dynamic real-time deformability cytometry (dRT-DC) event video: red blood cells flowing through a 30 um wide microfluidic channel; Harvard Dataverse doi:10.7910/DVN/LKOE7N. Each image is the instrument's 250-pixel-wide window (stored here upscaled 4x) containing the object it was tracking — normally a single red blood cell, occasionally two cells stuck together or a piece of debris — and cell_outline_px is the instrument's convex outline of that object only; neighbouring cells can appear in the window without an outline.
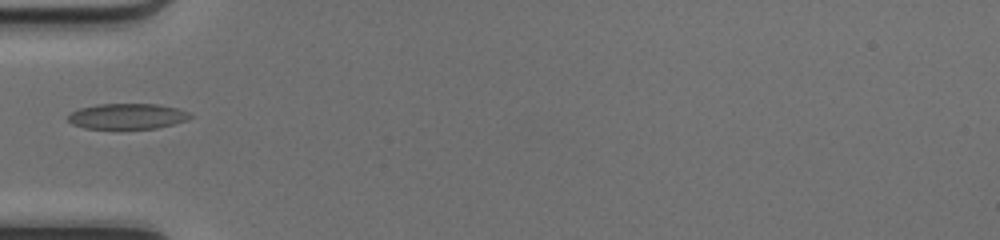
{"species": "common noctule bat (a hibernating species)", "species_latin": "Nyctalus noctula", "temperature_condition": "cold", "stored_images_in_passage": 33, "camera_frame_rate_fps": 3000, "um_per_image_px": 0.085, "animal": {"sex": "female", "body_mass_g": 17.0, "forearm_length_mm": 48.0}, "frame": {"image": 1, "passage_image": 1, "time_ms": 0.0, "image_size_px": [1000, 240], "cell_outline_px": [[192, 116], [188, 120], [156, 128], [116, 132], [84, 128], [72, 124], [68, 120], [68, 116], [72, 112], [80, 108], [96, 104], [160, 104], [176, 108], [188, 112]], "centroid_in_image_um": [10.78, 9.93], "position_along_channel_um": 74.2, "area_um2": 19.07}}
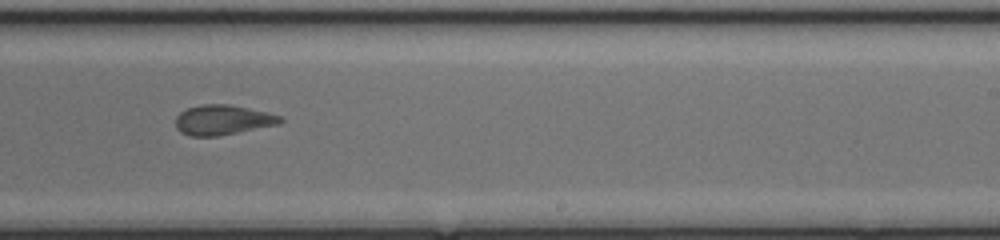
{"frame": {"image": 2, "passage_image": 15, "time_ms": 4.667, "image_size_px": [1000, 240], "cell_outline_px": [[284, 120], [280, 124], [220, 136], [188, 136], [180, 132], [176, 128], [176, 116], [180, 112], [188, 108], [200, 104], [228, 104], [268, 112], [280, 116]], "centroid_in_image_um": [18.93, 10.2], "position_along_channel_um": 270.1, "area_um2": 18.44}}
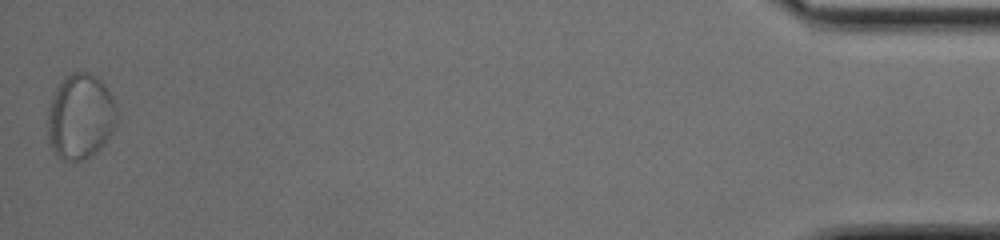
{"frame": {"image": 3, "passage_image": 33, "time_ms": 10.667, "image_size_px": [1000, 240], "cell_outline_px": [[116, 124], [112, 132], [104, 144], [100, 148], [88, 156], [80, 160], [64, 160], [56, 156], [52, 148], [48, 136], [48, 104], [56, 88], [72, 72], [88, 72], [96, 76], [104, 84], [112, 96], [116, 104]], "centroid_in_image_um": [6.83, 9.9], "position_along_channel_um": 428.4, "area_um2": 34.22}}